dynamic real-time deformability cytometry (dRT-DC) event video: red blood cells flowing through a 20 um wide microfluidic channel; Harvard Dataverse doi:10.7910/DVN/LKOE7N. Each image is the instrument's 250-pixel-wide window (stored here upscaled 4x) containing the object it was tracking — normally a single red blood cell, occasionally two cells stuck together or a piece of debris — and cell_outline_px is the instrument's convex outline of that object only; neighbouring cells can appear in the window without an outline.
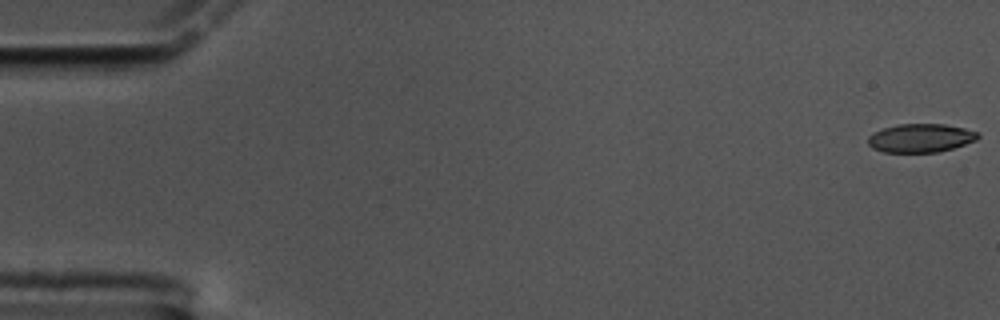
{"species": "common noctule bat (a hibernating species)", "species_latin": "Nyctalus noctula", "temperature_condition": "cold", "stored_images_in_passage": 60, "camera_frame_rate_fps": 3000, "um_per_image_px": 0.085, "animal": {"sex": "male", "body_mass_g": 17.5, "forearm_length_mm": 52.3}, "frame": {"image": 1, "passage_image": 1, "time_ms": 0.0, "image_size_px": [1000, 320], "cell_outline_px": [[980, 136], [976, 140], [952, 148], [936, 152], [884, 152], [872, 148], [868, 144], [868, 136], [872, 132], [896, 124], [944, 124], [964, 128], [976, 132]], "centroid_in_image_um": [78.21, 11.73], "position_along_channel_um": 6.8, "area_um2": 18.21}}
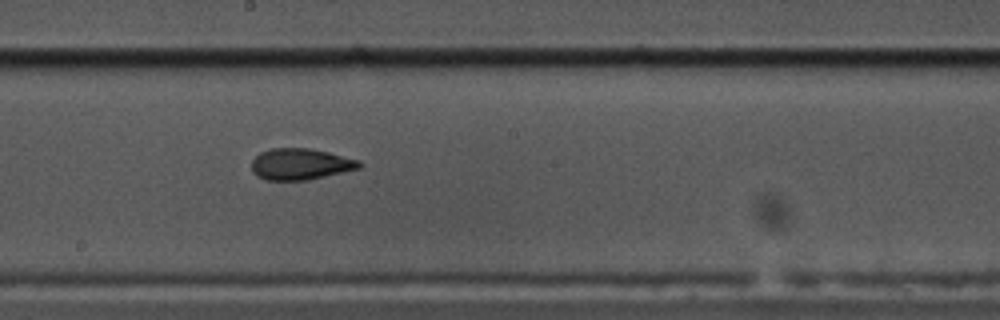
{"frame": {"image": 2, "passage_image": 33, "time_ms": 10.667, "image_size_px": [1000, 320], "cell_outline_px": [[364, 164], [360, 168], [308, 180], [264, 180], [256, 176], [252, 172], [252, 160], [260, 152], [272, 148], [308, 148], [328, 152], [360, 160]], "centroid_in_image_um": [25.53, 13.95], "position_along_channel_um": 222.7, "area_um2": 19.77}}
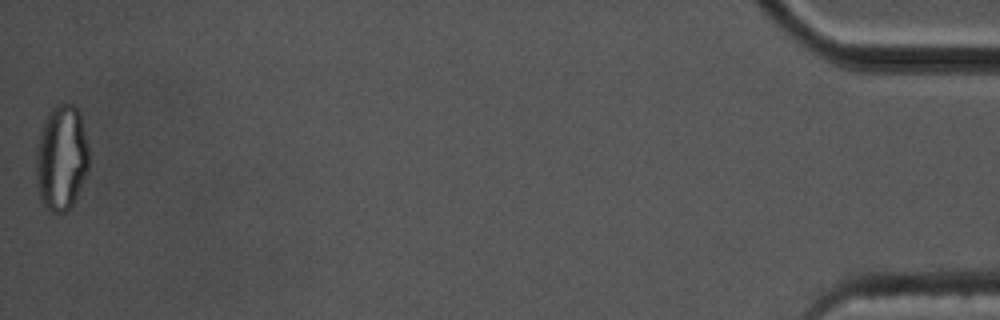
{"frame": {"image": 3, "passage_image": 60, "time_ms": 19.667, "image_size_px": [1000, 320], "cell_outline_px": [[88, 168], [76, 196], [72, 204], [64, 212], [52, 212], [44, 208], [40, 200], [36, 184], [36, 152], [40, 132], [44, 120], [52, 108], [56, 104], [72, 104], [80, 112], [88, 148]], "centroid_in_image_um": [5.19, 13.42], "position_along_channel_um": 430.0, "area_um2": 32.37}, "authors_computed_cell_mechanics": {"area_um2": 19.8254, "velocity_mm_per_s": 3.3671, "shape_relaxation_time_tau1_ms": 6.601, "shape_relaxation_time_tau2_ms": 2.4773, "deformation_change_tau1": 0.1641, "deformation_change_tau2": 0.087}}